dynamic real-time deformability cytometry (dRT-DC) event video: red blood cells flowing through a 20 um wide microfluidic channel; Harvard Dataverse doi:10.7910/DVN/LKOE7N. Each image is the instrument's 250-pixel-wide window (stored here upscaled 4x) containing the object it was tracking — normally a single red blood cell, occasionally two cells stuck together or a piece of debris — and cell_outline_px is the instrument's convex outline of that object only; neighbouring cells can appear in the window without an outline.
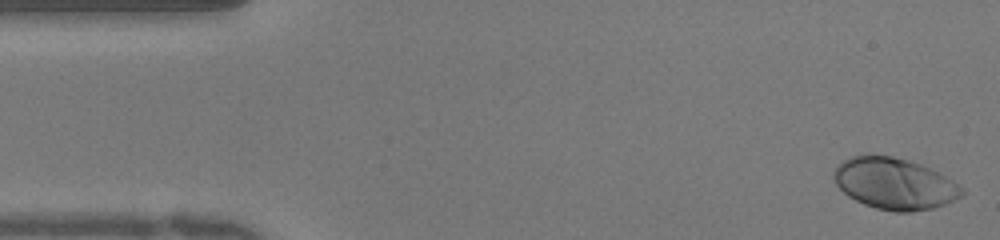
{"species": "human", "species_latin": "Homo sapiens", "temperature_condition": "warm", "stored_images_in_passage": 50, "camera_frame_rate_fps": 3000, "um_per_image_px": 0.085, "donor": {"sex": "female"}, "frame": {"image": 1, "passage_image": 1, "time_ms": 0.0, "image_size_px": [1000, 240], "cell_outline_px": [[964, 196], [944, 204], [932, 208], [912, 212], [896, 212], [876, 208], [864, 204], [848, 196], [836, 184], [832, 176], [832, 172], [844, 160], [852, 156], [868, 152], [892, 156], [908, 160], [920, 164], [952, 180], [964, 188]], "centroid_in_image_um": [76.01, 15.59], "position_along_channel_um": 9.0, "area_um2": 38.55}}
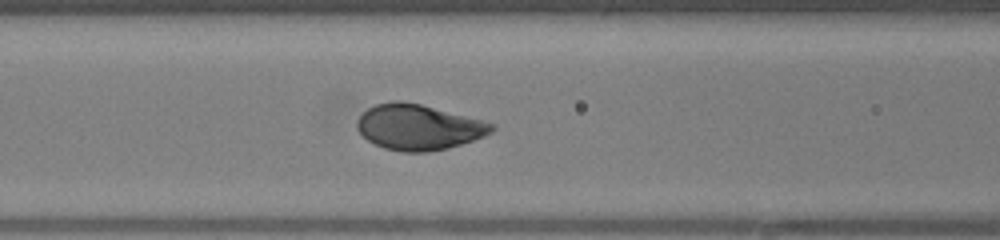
{"frame": {"image": 2, "passage_image": 19, "time_ms": 6.0, "image_size_px": [1000, 240], "cell_outline_px": [[496, 128], [492, 132], [484, 136], [448, 148], [428, 152], [404, 152], [384, 148], [368, 140], [356, 128], [356, 120], [368, 108], [376, 104], [392, 100], [400, 100], [420, 104], [484, 120], [496, 124]], "centroid_in_image_um": [35.59, 10.8], "position_along_channel_um": 131.0, "area_um2": 35.72}}
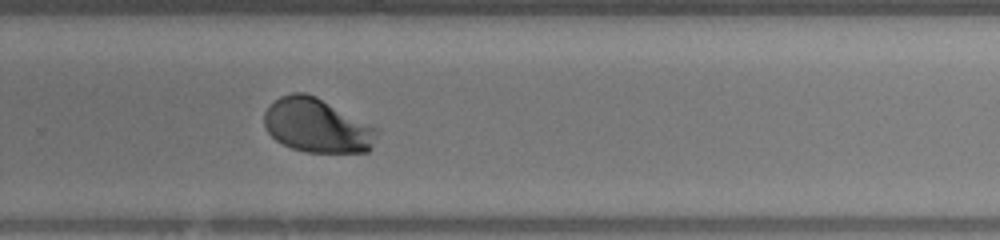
{"frame": {"image": 3, "passage_image": 32, "time_ms": 10.333, "image_size_px": [1000, 240], "cell_outline_px": [[380, 128], [372, 148], [368, 152], [304, 152], [292, 148], [276, 140], [268, 132], [264, 124], [264, 112], [268, 104], [280, 96], [292, 92], [304, 92], [316, 96]], "centroid_in_image_um": [26.96, 10.66], "position_along_channel_um": 302.8, "area_um2": 35.95}, "authors_computed_cell_mechanics": {"area_um2": 35.6337, "velocity_mm_per_s": 3.974, "shape_relaxation_time_tau1_ms": 2.1304, "shape_relaxation_time_tau2_ms": null, "deformation_change_tau1": 0.1606, "deformation_change_tau2": null}}